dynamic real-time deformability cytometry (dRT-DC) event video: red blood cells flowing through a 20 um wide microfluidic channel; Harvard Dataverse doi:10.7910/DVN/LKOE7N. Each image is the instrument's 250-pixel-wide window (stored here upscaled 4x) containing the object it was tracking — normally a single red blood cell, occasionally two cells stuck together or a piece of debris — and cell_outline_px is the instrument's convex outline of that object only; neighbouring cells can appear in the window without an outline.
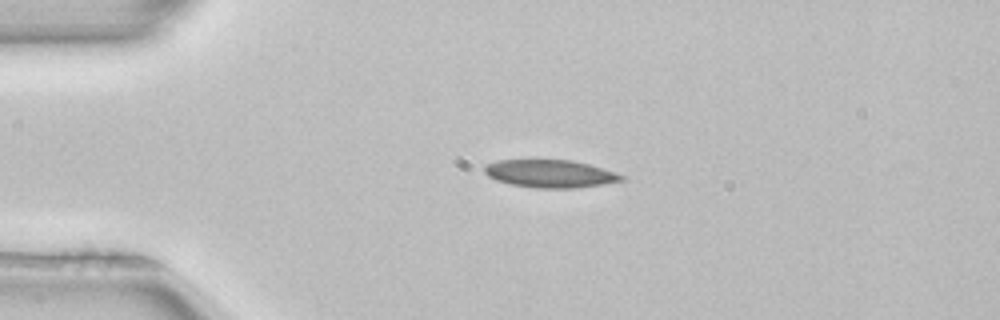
{"species": "common noctule bat (a hibernating species)", "species_latin": "Nyctalus noctula", "temperature_condition": "room temperature", "stored_images_in_passage": 41, "camera_frame_rate_fps": 3000, "um_per_image_px": 0.085, "animal": {"sex": "female", "body_mass_g": 22.7, "forearm_length_mm": 54.2}, "frame": {"image": 1, "passage_image": 1, "time_ms": 0.0, "image_size_px": [1000, 320], "cell_outline_px": [[624, 180], [604, 184], [572, 188], [536, 188], [512, 184], [496, 180], [488, 176], [484, 172], [484, 168], [488, 164], [500, 160], [572, 160], [588, 164], [624, 176]], "centroid_in_image_um": [46.74, 14.77], "position_along_channel_um": 38.3, "area_um2": 21.79}}
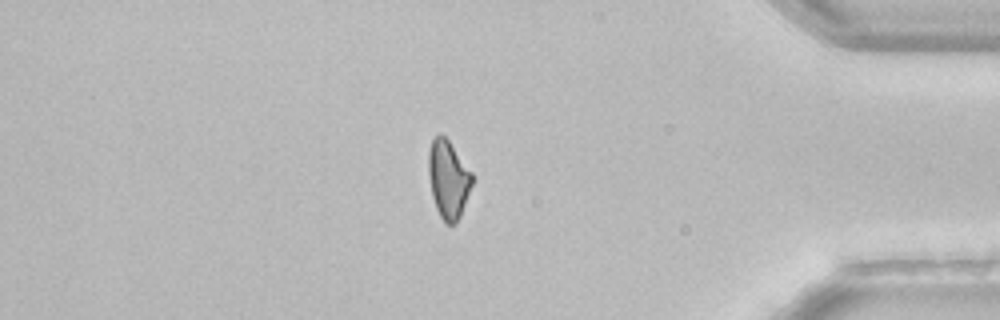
{"frame": {"image": 2, "passage_image": 33, "time_ms": 10.667, "image_size_px": [1000, 320], "cell_outline_px": [[472, 184], [460, 216], [456, 224], [444, 224], [436, 208], [432, 196], [428, 176], [428, 152], [432, 140], [440, 132], [448, 140], [472, 172]], "centroid_in_image_um": [38.08, 15.25], "position_along_channel_um": 397.1, "area_um2": 19.83}}
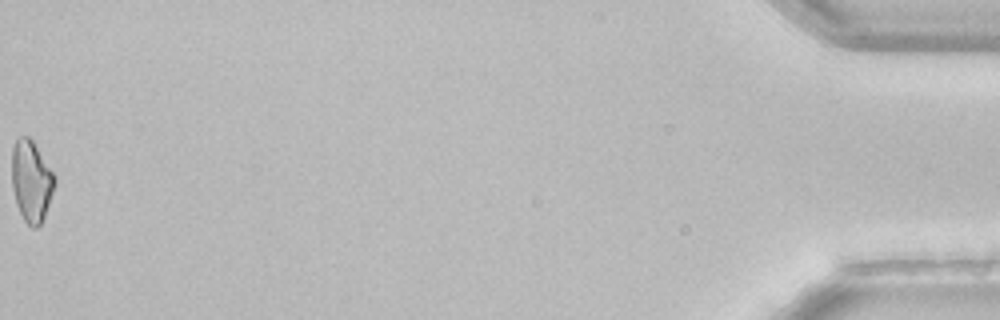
{"frame": {"image": 3, "passage_image": 41, "time_ms": 13.333, "image_size_px": [1000, 320], "cell_outline_px": [[56, 184], [44, 216], [40, 224], [36, 228], [32, 228], [24, 220], [16, 204], [12, 188], [12, 148], [16, 140], [20, 136], [28, 136], [32, 140], [56, 176]], "centroid_in_image_um": [2.66, 15.39], "position_along_channel_um": 432.5, "area_um2": 20.29}, "authors_computed_cell_mechanics": {"area_um2": 21.097, "velocity_mm_per_s": 3.9928, "shape_relaxation_time_tau1_ms": 10.8489, "shape_relaxation_time_tau2_ms": null, "deformation_change_tau1": 0.2496, "deformation_change_tau2": null}}